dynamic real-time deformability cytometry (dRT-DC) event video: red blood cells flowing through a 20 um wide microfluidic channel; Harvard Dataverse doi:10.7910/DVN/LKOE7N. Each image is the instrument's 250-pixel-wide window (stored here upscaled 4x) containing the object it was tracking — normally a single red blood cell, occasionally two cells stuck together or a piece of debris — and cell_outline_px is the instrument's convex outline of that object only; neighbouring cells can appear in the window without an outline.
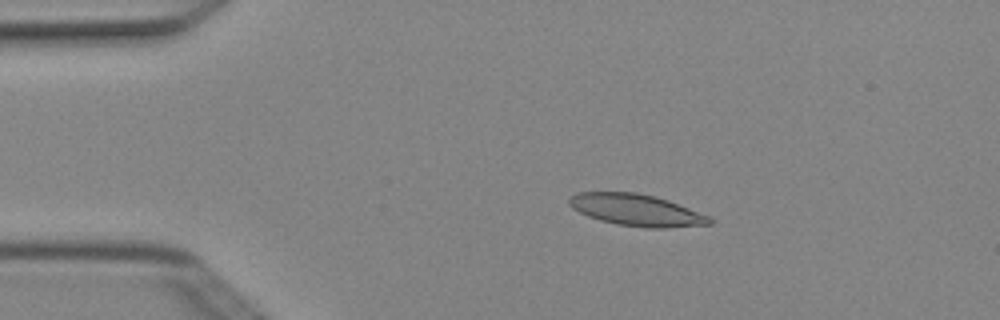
{"species": "Egyptian fruit bat (a non-hibernating species)", "species_latin": "Rousettus aegyptiacus", "temperature_condition": "cold", "stored_images_in_passage": 5, "camera_frame_rate_fps": 3000, "um_per_image_px": 0.085, "animal": {"sex": "female"}, "frame": {"image": 1, "passage_image": 3, "time_ms": 0.667, "image_size_px": [1000, 320], "cell_outline_px": [[712, 224], [668, 228], [648, 228], [616, 224], [600, 220], [588, 216], [572, 208], [568, 204], [568, 200], [576, 192], [636, 192], [668, 200], [708, 216], [712, 220]], "centroid_in_image_um": [54.07, 17.86], "position_along_channel_um": 30.9, "area_um2": 25.78}}
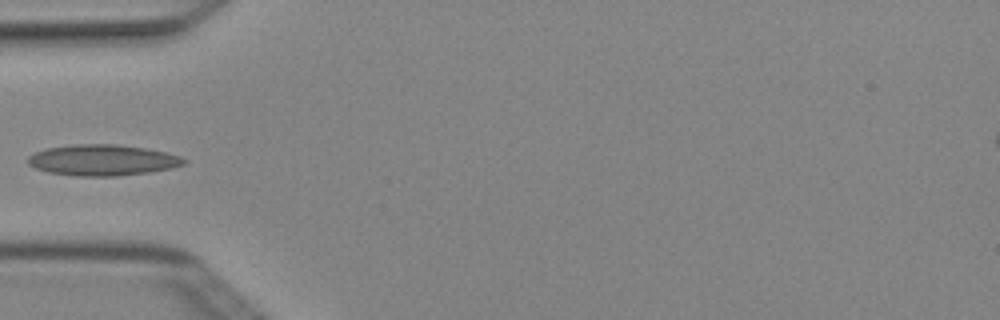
{"frame": {"image": 2, "passage_image": 5, "time_ms": 1.333, "image_size_px": [1000, 320], "cell_outline_px": [[188, 160], [184, 164], [172, 168], [148, 172], [116, 176], [76, 176], [48, 172], [36, 168], [28, 164], [28, 156], [36, 152], [48, 148], [76, 144], [116, 144], [144, 148], [164, 152], [180, 156]], "centroid_in_image_um": [8.72, 13.61], "position_along_channel_um": 76.3, "area_um2": 27.98}}